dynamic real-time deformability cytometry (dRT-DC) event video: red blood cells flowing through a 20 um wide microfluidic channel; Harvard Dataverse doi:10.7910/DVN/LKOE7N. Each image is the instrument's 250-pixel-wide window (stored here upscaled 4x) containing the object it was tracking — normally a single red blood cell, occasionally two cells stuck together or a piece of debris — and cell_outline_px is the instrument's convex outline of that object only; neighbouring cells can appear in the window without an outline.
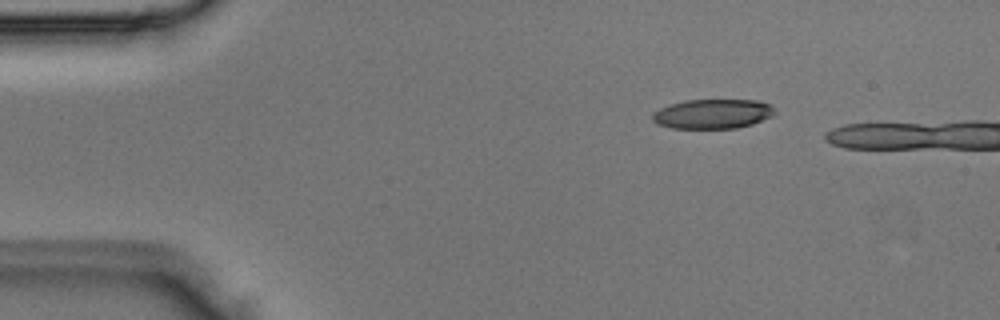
{"species": "Egyptian fruit bat (a non-hibernating species)", "species_latin": "Rousettus aegyptiacus", "temperature_condition": "room temperature", "stored_images_in_passage": 2, "camera_frame_rate_fps": 3000, "um_per_image_px": 0.085, "animal": {"sex": "male"}, "frame": {"image": 1, "passage_image": 1, "time_ms": 0.0, "image_size_px": [1000, 320], "cell_outline_px": [[776, 112], [772, 116], [752, 124], [736, 128], [672, 128], [656, 124], [652, 120], [652, 112], [660, 108], [684, 100], [756, 100], [772, 104]], "centroid_in_image_um": [60.58, 9.68], "position_along_channel_um": 24.4, "area_um2": 21.15}}